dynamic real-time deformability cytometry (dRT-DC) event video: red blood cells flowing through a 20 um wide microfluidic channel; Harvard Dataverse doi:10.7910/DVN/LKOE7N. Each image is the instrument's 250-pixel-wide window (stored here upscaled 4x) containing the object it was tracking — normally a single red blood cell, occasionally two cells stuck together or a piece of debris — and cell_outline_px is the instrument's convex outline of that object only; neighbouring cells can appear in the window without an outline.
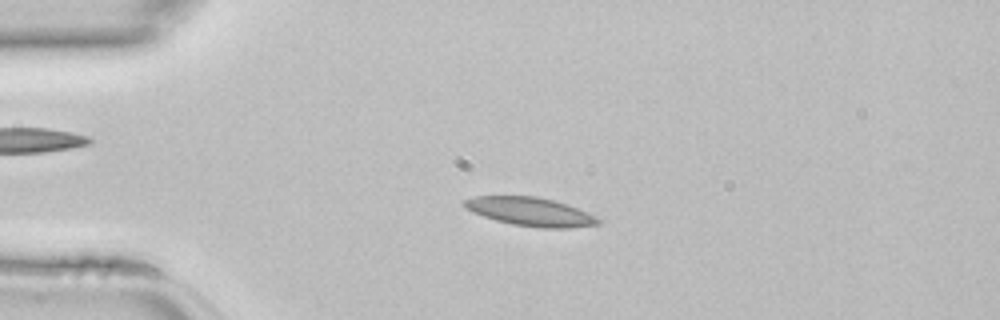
{"species": "common noctule bat (a hibernating species)", "species_latin": "Nyctalus noctula", "temperature_condition": "room temperature", "stored_images_in_passage": 37, "camera_frame_rate_fps": 3000, "um_per_image_px": 0.085, "animal": {"sex": "female", "body_mass_g": 22.7, "forearm_length_mm": 54.2}, "frame": {"image": 1, "passage_image": 10, "time_ms": 3.0, "image_size_px": [1000, 320], "cell_outline_px": [[600, 224], [568, 228], [540, 228], [512, 224], [496, 220], [472, 212], [464, 204], [464, 200], [472, 196], [536, 196], [552, 200], [576, 208], [600, 220]], "centroid_in_image_um": [45.04, 17.99], "position_along_channel_um": 40.0, "area_um2": 21.79}}
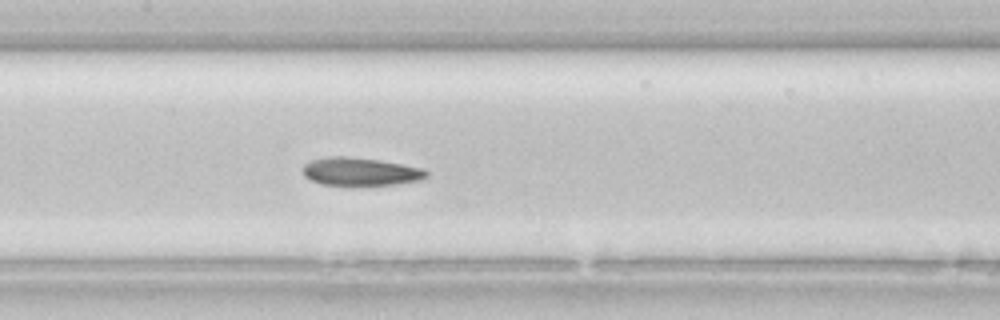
{"frame": {"image": 2, "passage_image": 21, "time_ms": 6.667, "image_size_px": [1000, 320], "cell_outline_px": [[428, 176], [420, 180], [396, 184], [320, 184], [304, 176], [304, 164], [312, 160], [328, 156], [348, 156], [380, 160], [424, 168], [428, 172]], "centroid_in_image_um": [30.66, 14.56], "position_along_channel_um": 176.7, "area_um2": 19.94}}
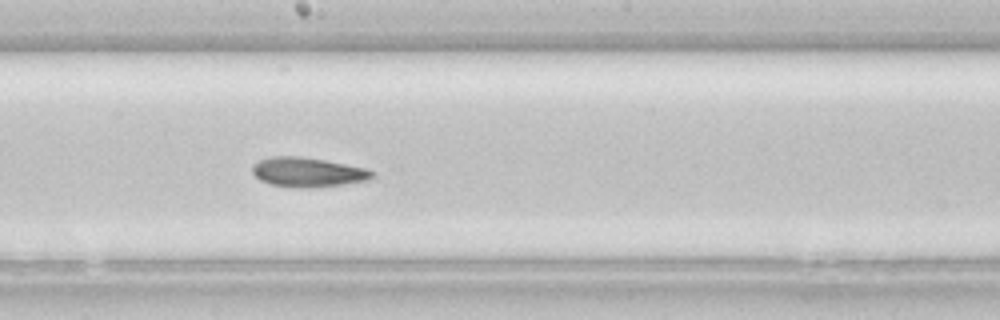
{"frame": {"image": 3, "passage_image": 24, "time_ms": 7.667, "image_size_px": [1000, 320], "cell_outline_px": [[372, 176], [368, 180], [340, 184], [300, 188], [296, 188], [268, 184], [260, 180], [252, 172], [252, 164], [260, 160], [272, 156], [296, 156], [324, 160], [368, 168], [372, 172]], "centroid_in_image_um": [26.1, 14.63], "position_along_channel_um": 222.1, "area_um2": 20.35}}